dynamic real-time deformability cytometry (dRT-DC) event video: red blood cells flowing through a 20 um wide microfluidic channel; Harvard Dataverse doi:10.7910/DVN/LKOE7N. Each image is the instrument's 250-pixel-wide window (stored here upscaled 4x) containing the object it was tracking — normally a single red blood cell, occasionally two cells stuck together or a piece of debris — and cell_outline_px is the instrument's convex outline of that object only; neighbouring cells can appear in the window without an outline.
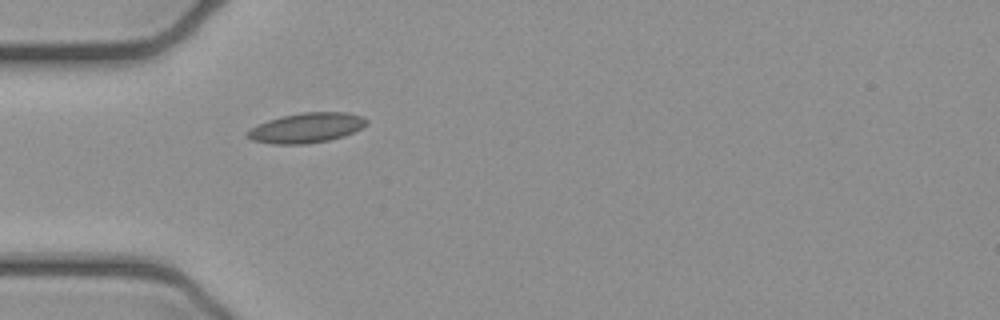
{"species": "common noctule bat (a hibernating species)", "species_latin": "Nyctalus noctula", "temperature_condition": "cold", "stored_images_in_passage": 3, "camera_frame_rate_fps": 3000, "um_per_image_px": 0.085, "animal": {"sex": "female", "body_mass_g": 21.9}, "frame": {"image": 1, "passage_image": 3, "time_ms": 0.667, "image_size_px": [1000, 320], "cell_outline_px": [[368, 124], [344, 136], [328, 140], [304, 144], [272, 144], [252, 140], [244, 136], [244, 132], [256, 124], [280, 116], [300, 112], [348, 112], [364, 116], [368, 120]], "centroid_in_image_um": [26.01, 10.85], "position_along_channel_um": 59.0, "area_um2": 21.1}}